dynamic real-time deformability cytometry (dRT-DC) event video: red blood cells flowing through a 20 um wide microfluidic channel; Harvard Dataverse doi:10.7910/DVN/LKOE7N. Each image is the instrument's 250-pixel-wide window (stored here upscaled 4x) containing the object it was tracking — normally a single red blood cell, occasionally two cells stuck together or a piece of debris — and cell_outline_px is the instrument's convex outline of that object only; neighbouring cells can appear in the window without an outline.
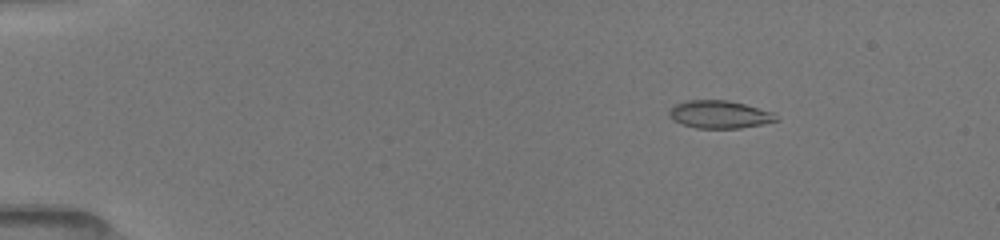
{"species": "common noctule bat (a hibernating species)", "species_latin": "Nyctalus noctula", "temperature_condition": "room temperature", "stored_images_in_passage": 51, "camera_frame_rate_fps": 3000, "um_per_image_px": 0.085, "animal": {"sex": "female", "body_mass_g": 19.5, "forearm_length_mm": 54.1}, "frame": {"image": 1, "passage_image": 8, "time_ms": 2.333, "image_size_px": [1000, 240], "cell_outline_px": [[780, 120], [740, 128], [696, 128], [672, 120], [668, 116], [668, 112], [676, 104], [684, 100], [728, 100], [744, 104], [772, 112]], "centroid_in_image_um": [61.12, 9.72], "position_along_channel_um": 23.9, "area_um2": 17.17}}
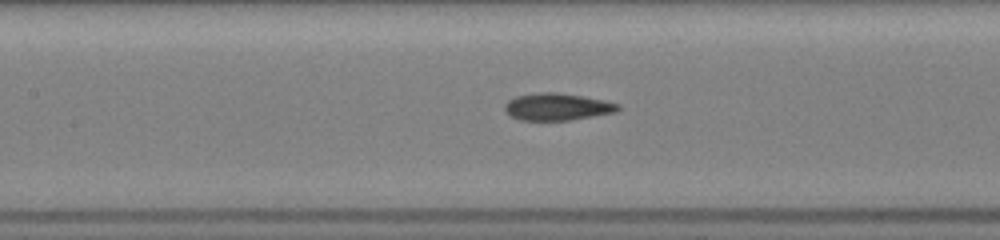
{"frame": {"image": 2, "passage_image": 25, "time_ms": 8.0, "image_size_px": [1000, 240], "cell_outline_px": [[620, 108], [616, 112], [572, 120], [520, 120], [512, 116], [504, 108], [504, 104], [508, 100], [516, 96], [540, 92], [556, 92], [584, 96], [604, 100], [620, 104]], "centroid_in_image_um": [47.39, 9.07], "position_along_channel_um": 160.0, "area_um2": 17.92}}
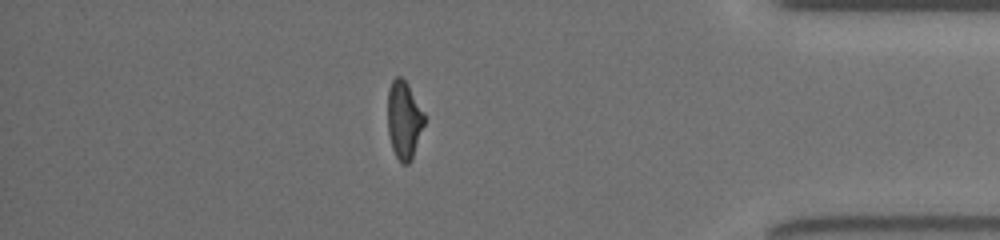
{"frame": {"image": 3, "passage_image": 45, "time_ms": 14.667, "image_size_px": [1000, 240], "cell_outline_px": [[424, 124], [412, 160], [408, 164], [400, 164], [392, 148], [388, 132], [388, 88], [392, 80], [396, 76], [400, 76], [408, 84], [424, 112]], "centroid_in_image_um": [34.33, 10.2], "position_along_channel_um": 400.9, "area_um2": 16.7}, "authors_computed_cell_mechanics": {"area_um2": 17.4556, "velocity_mm_per_s": 4.0699, "shape_relaxation_time_tau1_ms": 4.0114, "shape_relaxation_time_tau2_ms": 2.1355, "deformation_change_tau1": 0.1621, "deformation_change_tau2": 0.0978}}